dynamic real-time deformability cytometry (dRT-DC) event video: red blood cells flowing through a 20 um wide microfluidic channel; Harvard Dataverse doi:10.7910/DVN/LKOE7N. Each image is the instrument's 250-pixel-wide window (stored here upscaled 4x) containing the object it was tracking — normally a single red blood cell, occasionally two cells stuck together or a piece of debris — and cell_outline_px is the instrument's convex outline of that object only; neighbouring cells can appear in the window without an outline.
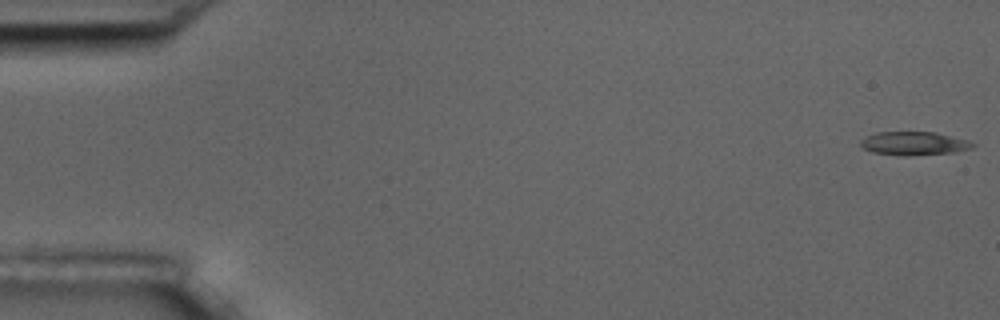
{"species": "common noctule bat (a hibernating species)", "species_latin": "Nyctalus noctula", "temperature_condition": "room temperature", "stored_images_in_passage": 9, "camera_frame_rate_fps": 3000, "um_per_image_px": 0.085, "animal": {"sex": "male", "body_mass_g": 17.5, "forearm_length_mm": 52.3}, "frame": {"image": 1, "passage_image": 1, "time_ms": 0.0, "image_size_px": [1000, 320], "cell_outline_px": [[976, 144], [972, 148], [956, 152], [908, 156], [900, 156], [872, 152], [864, 148], [860, 144], [860, 140], [864, 136], [876, 132], [936, 132], [964, 140]], "centroid_in_image_um": [77.63, 12.2], "position_along_channel_um": 7.4, "area_um2": 15.37}}
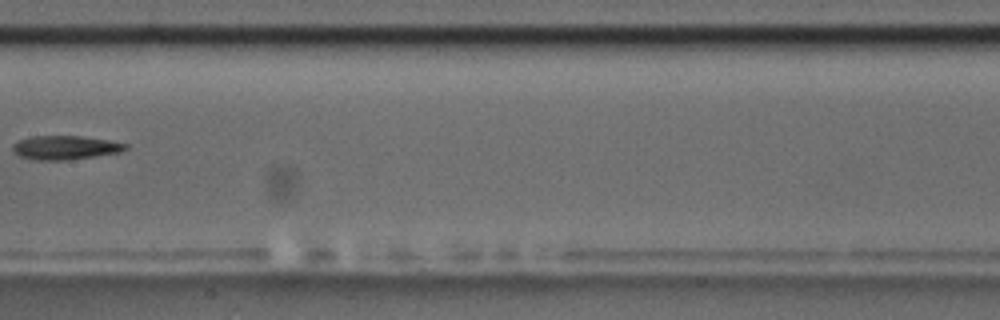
{"frame": {"image": 2, "passage_image": 8, "time_ms": 9.333, "image_size_px": [1000, 320], "cell_outline_px": [[128, 148], [120, 152], [96, 156], [68, 160], [36, 160], [20, 156], [12, 152], [12, 144], [20, 140], [32, 136], [80, 136], [108, 140], [128, 144]], "centroid_in_image_um": [5.53, 12.55], "position_along_channel_um": 201.9, "area_um2": 15.72}}
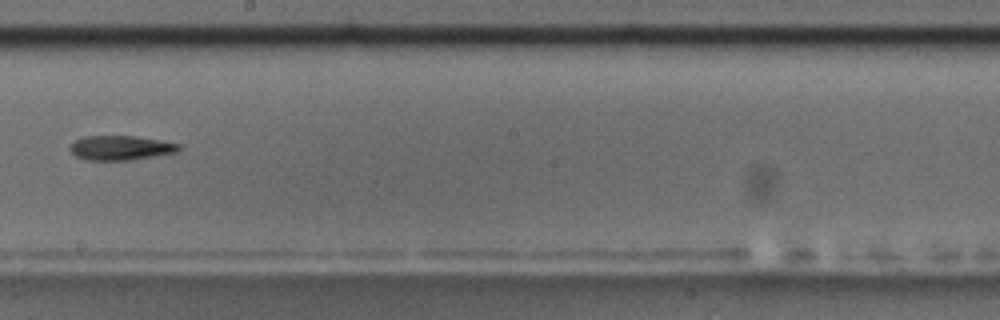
{"frame": {"image": 3, "passage_image": 9, "time_ms": 10.333, "image_size_px": [1000, 320], "cell_outline_px": [[180, 148], [176, 152], [132, 160], [88, 160], [76, 156], [68, 148], [76, 140], [84, 136], [136, 136], [160, 140], [180, 144]], "centroid_in_image_um": [10.25, 12.56], "position_along_channel_um": 237.9, "area_um2": 15.43}}